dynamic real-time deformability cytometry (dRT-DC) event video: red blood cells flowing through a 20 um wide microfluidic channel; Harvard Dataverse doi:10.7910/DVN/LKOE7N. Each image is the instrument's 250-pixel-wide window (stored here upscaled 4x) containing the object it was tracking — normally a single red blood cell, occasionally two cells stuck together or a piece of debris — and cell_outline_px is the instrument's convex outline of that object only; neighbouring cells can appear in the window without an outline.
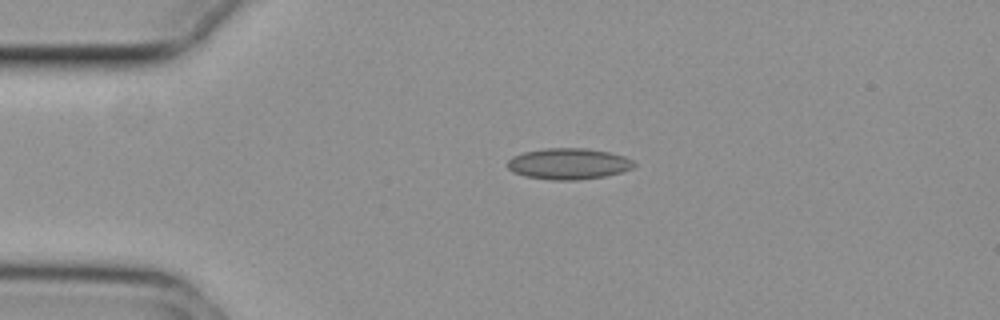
{"species": "common noctule bat (a hibernating species)", "species_latin": "Nyctalus noctula", "temperature_condition": "cold", "stored_images_in_passage": 44, "camera_frame_rate_fps": 3000, "um_per_image_px": 0.085, "animal": {"sex": "female", "body_mass_g": 29.2, "forearm_length_mm": 56.3}, "frame": {"image": 1, "passage_image": 1, "time_ms": 0.0, "image_size_px": [1000, 320], "cell_outline_px": [[636, 164], [632, 168], [624, 172], [604, 176], [576, 180], [552, 180], [524, 176], [512, 172], [508, 168], [508, 160], [512, 156], [524, 152], [544, 148], [584, 148], [608, 152], [624, 156], [632, 160]], "centroid_in_image_um": [48.32, 13.92], "position_along_channel_um": 36.7, "area_um2": 23.0}}
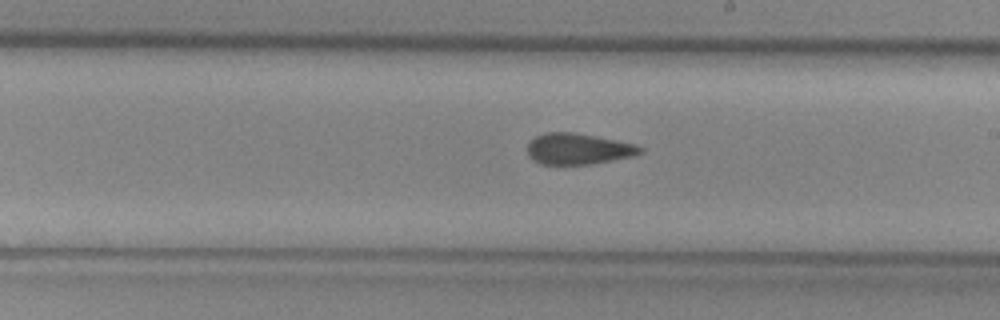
{"frame": {"image": 2, "passage_image": 20, "time_ms": 6.333, "image_size_px": [1000, 320], "cell_outline_px": [[644, 152], [632, 156], [592, 164], [540, 164], [532, 160], [528, 156], [528, 144], [536, 136], [544, 132], [572, 132], [596, 136], [636, 144], [644, 148]], "centroid_in_image_um": [49.15, 12.65], "position_along_channel_um": 239.8, "area_um2": 20.46}}
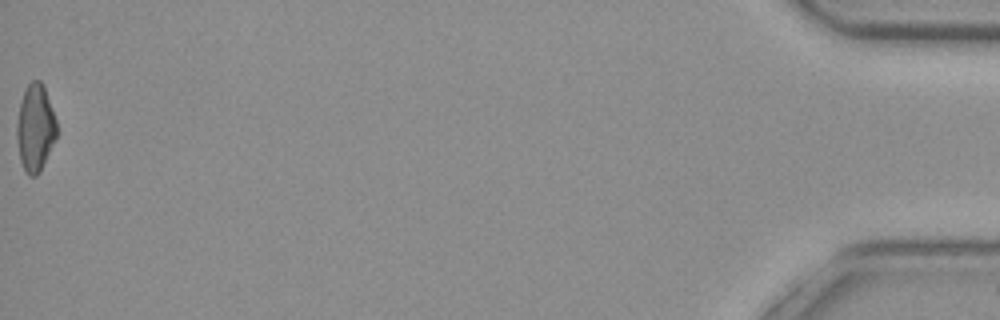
{"frame": {"image": 3, "passage_image": 44, "time_ms": 14.333, "image_size_px": [1000, 320], "cell_outline_px": [[56, 136], [40, 172], [36, 176], [28, 176], [20, 160], [16, 140], [16, 124], [20, 104], [24, 92], [28, 84], [32, 80], [40, 80], [44, 84], [56, 120]], "centroid_in_image_um": [2.98, 10.86], "position_along_channel_um": 432.2, "area_um2": 20.17}, "authors_computed_cell_mechanics": {"area_um2": 20.8369, "velocity_mm_per_s": 3.7442, "shape_relaxation_time_tau1_ms": null, "shape_relaxation_time_tau2_ms": 2.9137, "deformation_change_tau1": null, "deformation_change_tau2": 0.0913}}